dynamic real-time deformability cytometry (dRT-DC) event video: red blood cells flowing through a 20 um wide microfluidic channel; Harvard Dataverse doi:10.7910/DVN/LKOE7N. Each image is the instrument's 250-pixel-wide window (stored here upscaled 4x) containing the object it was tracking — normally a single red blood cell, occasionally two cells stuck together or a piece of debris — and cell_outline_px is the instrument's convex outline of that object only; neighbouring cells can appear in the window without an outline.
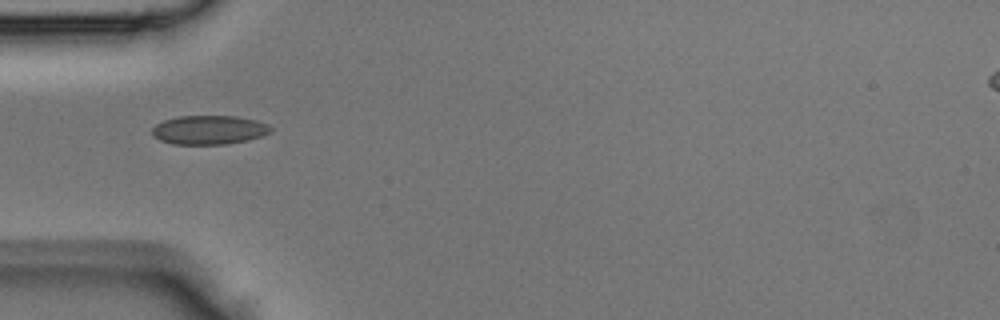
{"species": "Egyptian fruit bat (a non-hibernating species)", "species_latin": "Rousettus aegyptiacus", "temperature_condition": "room temperature", "stored_images_in_passage": 31, "camera_frame_rate_fps": 3000, "um_per_image_px": 0.085, "animal": {"sex": "male"}, "frame": {"image": 1, "passage_image": 1, "time_ms": 0.0, "image_size_px": [1000, 320], "cell_outline_px": [[272, 132], [248, 140], [224, 144], [172, 144], [160, 140], [152, 136], [152, 128], [156, 124], [164, 120], [180, 116], [236, 116], [256, 120], [268, 124], [272, 128]], "centroid_in_image_um": [17.76, 11.04], "position_along_channel_um": 67.2, "area_um2": 20.06}}
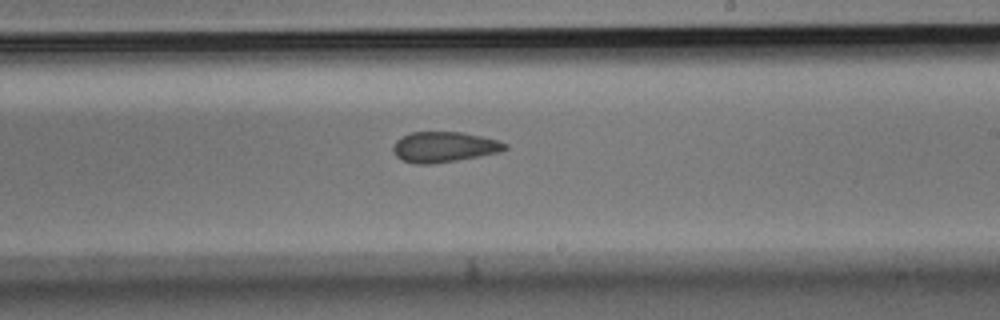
{"frame": {"image": 2, "passage_image": 13, "time_ms": 4.0, "image_size_px": [1000, 320], "cell_outline_px": [[508, 148], [500, 152], [480, 156], [432, 164], [416, 164], [400, 160], [396, 156], [392, 148], [396, 140], [412, 132], [460, 132], [500, 140], [508, 144]], "centroid_in_image_um": [37.76, 12.5], "position_along_channel_um": 251.2, "area_um2": 19.88}}
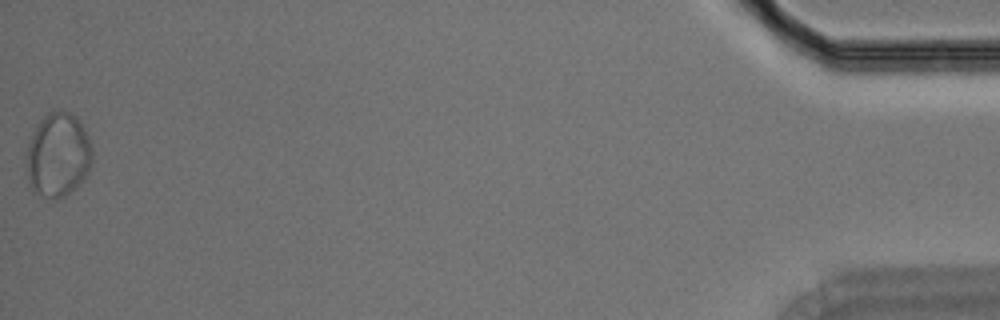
{"frame": {"image": 3, "passage_image": 31, "time_ms": 10.0, "image_size_px": [1000, 320], "cell_outline_px": [[92, 160], [88, 172], [84, 180], [76, 188], [64, 196], [56, 200], [52, 200], [32, 192], [28, 184], [24, 156], [28, 144], [36, 124], [48, 112], [60, 108], [72, 112], [76, 116], [88, 136], [92, 144]], "centroid_in_image_um": [4.9, 13.18], "position_along_channel_um": 430.3, "area_um2": 33.41}}